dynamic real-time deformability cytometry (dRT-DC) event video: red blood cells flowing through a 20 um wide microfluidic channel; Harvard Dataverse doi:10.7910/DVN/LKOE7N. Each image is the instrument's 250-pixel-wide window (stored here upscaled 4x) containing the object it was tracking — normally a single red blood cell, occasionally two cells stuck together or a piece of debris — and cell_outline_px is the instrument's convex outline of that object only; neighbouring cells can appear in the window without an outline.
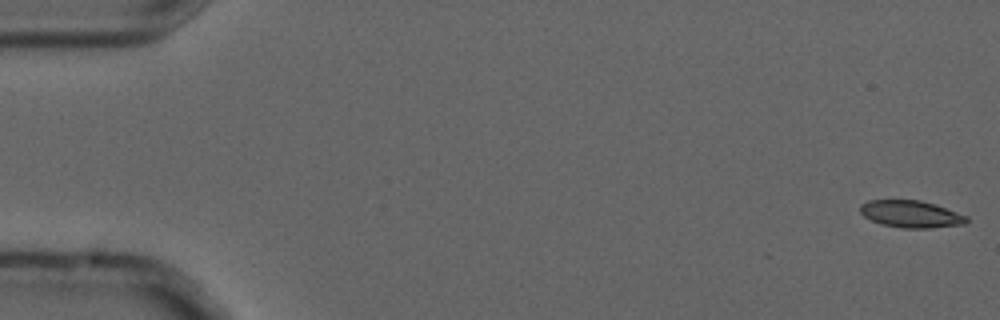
{"species": "common noctule bat (a hibernating species)", "species_latin": "Nyctalus noctula", "temperature_condition": "cold", "stored_images_in_passage": 6, "camera_frame_rate_fps": 3000, "um_per_image_px": 0.085, "animal": {"sex": "male", "forearm_length_mm": 52.5}, "frame": {"image": 1, "passage_image": 1, "time_ms": 0.0, "image_size_px": [1000, 320], "cell_outline_px": [[968, 220], [964, 224], [928, 228], [904, 228], [880, 224], [864, 216], [860, 212], [860, 204], [868, 200], [920, 200], [936, 204], [968, 216]], "centroid_in_image_um": [77.43, 18.19], "position_along_channel_um": 7.6, "area_um2": 16.82}}
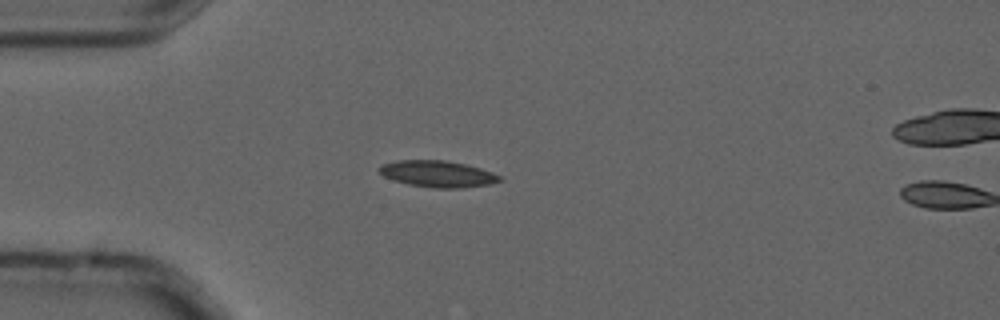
{"frame": {"image": 2, "passage_image": 5, "time_ms": 1.333, "image_size_px": [1000, 320], "cell_outline_px": [[504, 180], [488, 184], [460, 188], [432, 188], [408, 184], [384, 176], [380, 172], [380, 164], [400, 160], [444, 160], [464, 164], [480, 168], [492, 172], [500, 176]], "centroid_in_image_um": [37.22, 14.78], "position_along_channel_um": 47.8, "area_um2": 18.38}}